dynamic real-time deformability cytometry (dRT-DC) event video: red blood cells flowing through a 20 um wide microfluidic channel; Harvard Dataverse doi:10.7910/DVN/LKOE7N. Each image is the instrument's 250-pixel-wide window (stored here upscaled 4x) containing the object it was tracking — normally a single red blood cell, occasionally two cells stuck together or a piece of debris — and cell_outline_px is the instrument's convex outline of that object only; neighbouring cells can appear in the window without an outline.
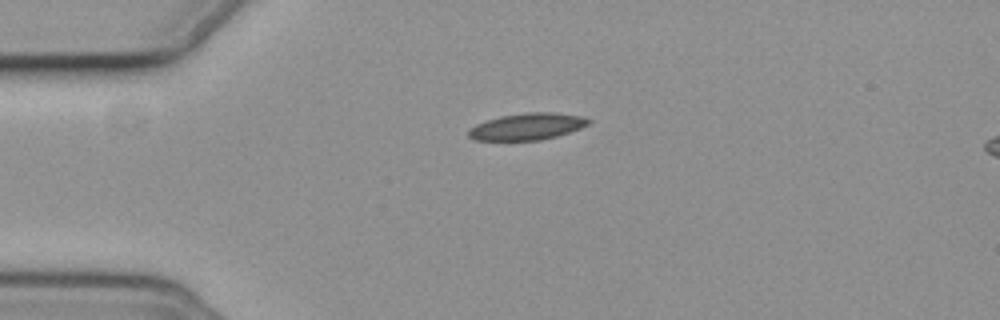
{"species": "common noctule bat (a hibernating species)", "species_latin": "Nyctalus noctula", "temperature_condition": "cold", "stored_images_in_passage": 44, "camera_frame_rate_fps": 3000, "um_per_image_px": 0.085, "animal": {"sex": "female", "body_mass_g": 19.3, "forearm_length_mm": 54.1}, "frame": {"image": 1, "passage_image": 1, "time_ms": 0.0, "image_size_px": [1000, 320], "cell_outline_px": [[592, 120], [588, 124], [580, 128], [556, 136], [540, 140], [476, 140], [468, 136], [468, 128], [476, 124], [500, 116], [524, 112], [556, 112], [580, 116]], "centroid_in_image_um": [44.79, 10.74], "position_along_channel_um": 40.2, "area_um2": 18.61}}
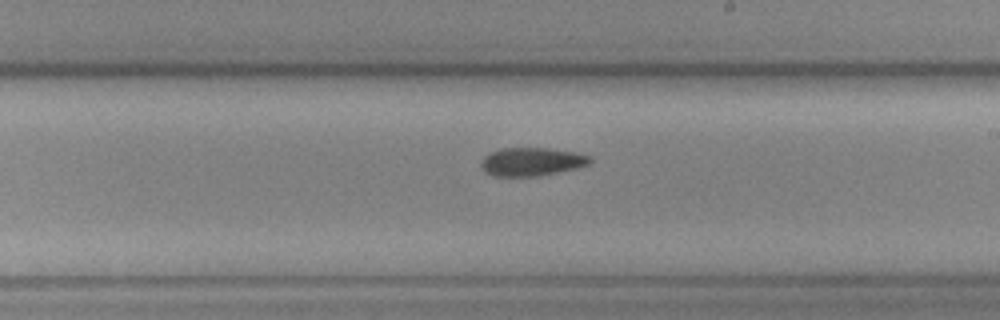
{"frame": {"image": 2, "passage_image": 20, "time_ms": 6.333, "image_size_px": [1000, 320], "cell_outline_px": [[592, 164], [576, 168], [536, 176], [496, 176], [484, 172], [480, 164], [484, 156], [488, 152], [500, 148], [548, 148], [572, 152], [592, 156]], "centroid_in_image_um": [45.18, 13.74], "position_along_channel_um": 243.8, "area_um2": 18.03}}
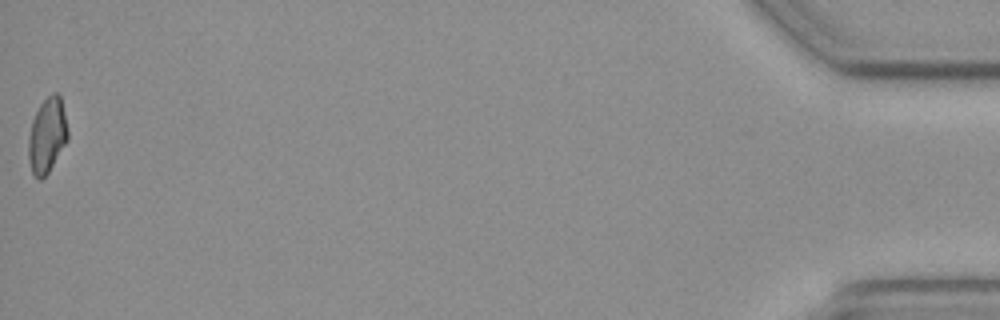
{"frame": {"image": 3, "passage_image": 44, "time_ms": 14.333, "image_size_px": [1000, 320], "cell_outline_px": [[68, 140], [48, 172], [40, 180], [32, 172], [28, 160], [28, 136], [32, 120], [40, 104], [52, 92], [56, 92], [60, 96], [68, 128]], "centroid_in_image_um": [4.0, 11.49], "position_along_channel_um": 431.2, "area_um2": 17.17}}